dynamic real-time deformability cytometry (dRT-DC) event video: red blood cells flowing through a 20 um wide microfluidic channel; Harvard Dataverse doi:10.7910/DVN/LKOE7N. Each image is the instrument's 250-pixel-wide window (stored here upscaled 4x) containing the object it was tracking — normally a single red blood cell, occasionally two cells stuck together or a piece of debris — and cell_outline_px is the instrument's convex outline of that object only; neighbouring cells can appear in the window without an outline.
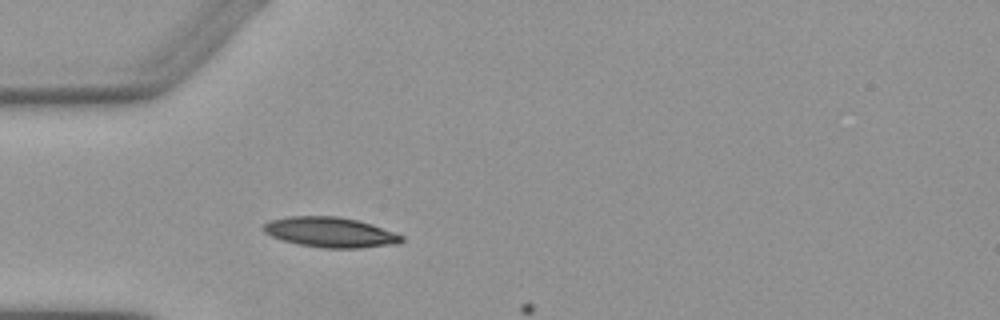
{"species": "Egyptian fruit bat (a non-hibernating species)", "species_latin": "Rousettus aegyptiacus", "temperature_condition": "warm", "stored_images_in_passage": 1, "camera_frame_rate_fps": 3000, "um_per_image_px": 0.085, "animal": {"sex": "female"}, "frame": {"image": 1, "passage_image": 1, "time_ms": 0.0, "image_size_px": [1000, 320], "cell_outline_px": [[404, 240], [396, 244], [360, 248], [324, 248], [300, 244], [284, 240], [272, 236], [264, 232], [264, 224], [272, 220], [288, 216], [336, 216], [356, 220], [372, 224], [404, 236]], "centroid_in_image_um": [28.11, 19.74], "position_along_channel_um": 56.9, "area_um2": 23.99}}